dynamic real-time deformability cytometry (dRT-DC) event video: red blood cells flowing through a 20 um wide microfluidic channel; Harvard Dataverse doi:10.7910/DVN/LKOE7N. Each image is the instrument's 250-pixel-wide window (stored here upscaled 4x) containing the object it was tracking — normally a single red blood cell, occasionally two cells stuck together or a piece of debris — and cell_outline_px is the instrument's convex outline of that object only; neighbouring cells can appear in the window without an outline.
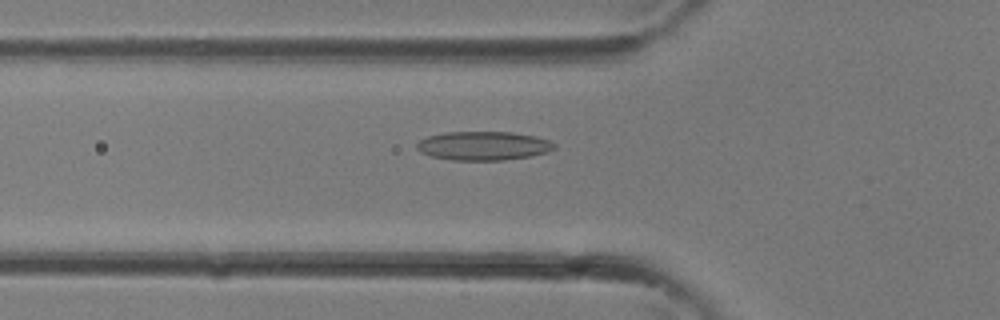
{"species": "common noctule bat (a hibernating species)", "species_latin": "Nyctalus noctula", "temperature_condition": "room temperature", "stored_images_in_passage": 34, "camera_frame_rate_fps": 3000, "um_per_image_px": 0.085, "animal": {"sex": "female"}, "frame": {"image": 1, "passage_image": 12, "time_ms": 3.667, "image_size_px": [1000, 320], "cell_outline_px": [[556, 148], [548, 152], [532, 156], [504, 160], [452, 160], [428, 156], [420, 152], [416, 148], [416, 144], [420, 140], [428, 136], [444, 132], [512, 132], [536, 136], [548, 140], [556, 144]], "centroid_in_image_um": [41.09, 12.4], "position_along_channel_um": 84.7, "area_um2": 23.35}}
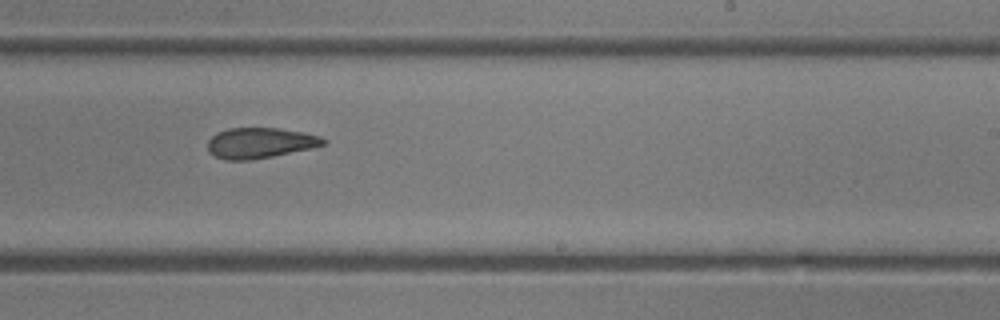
{"frame": {"image": 2, "passage_image": 21, "time_ms": 6.667, "image_size_px": [1000, 320], "cell_outline_px": [[324, 144], [312, 148], [272, 156], [248, 160], [224, 160], [208, 152], [208, 140], [216, 132], [228, 128], [280, 128], [304, 132], [320, 136], [324, 140]], "centroid_in_image_um": [22.06, 12.14], "position_along_channel_um": 266.9, "area_um2": 20.52}}
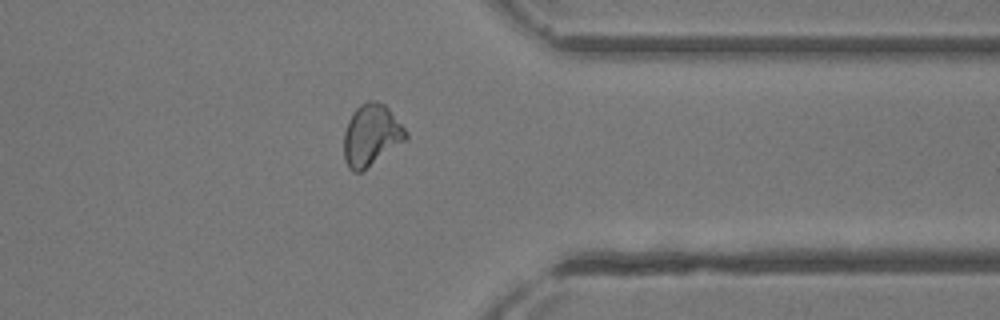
{"frame": {"image": 3, "passage_image": 27, "time_ms": 8.667, "image_size_px": [1000, 320], "cell_outline_px": [[408, 136], [404, 140], [360, 172], [352, 172], [348, 168], [344, 160], [344, 132], [348, 120], [352, 112], [360, 104], [368, 100], [376, 100], [384, 104], [388, 108], [408, 132]], "centroid_in_image_um": [31.52, 11.46], "position_along_channel_um": 379.9, "area_um2": 21.96}}